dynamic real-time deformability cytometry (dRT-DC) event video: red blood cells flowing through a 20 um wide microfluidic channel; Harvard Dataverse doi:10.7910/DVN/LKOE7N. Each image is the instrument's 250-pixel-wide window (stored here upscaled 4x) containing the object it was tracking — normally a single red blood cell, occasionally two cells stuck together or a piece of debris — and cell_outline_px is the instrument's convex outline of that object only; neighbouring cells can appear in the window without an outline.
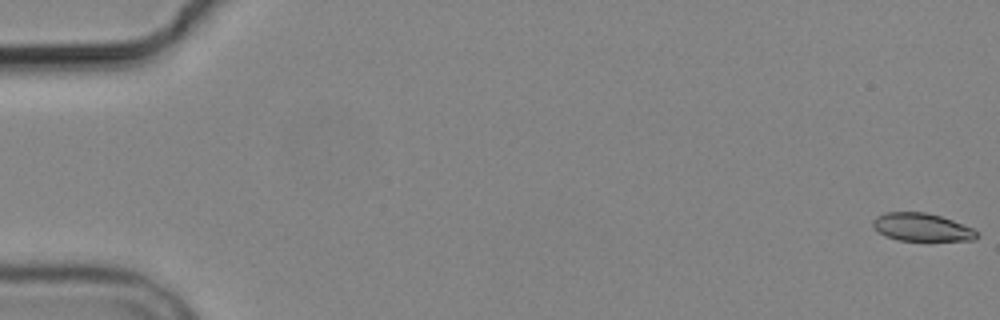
{"species": "common noctule bat (a hibernating species)", "species_latin": "Nyctalus noctula", "temperature_condition": "cold", "stored_images_in_passage": 5, "camera_frame_rate_fps": 3000, "um_per_image_px": 0.085, "animal": {"sex": "male", "body_mass_g": 19.2, "forearm_length_mm": 51.8}, "frame": {"image": 1, "passage_image": 1, "time_ms": 0.0, "image_size_px": [1000, 320], "cell_outline_px": [[980, 236], [976, 240], [896, 240], [884, 236], [872, 224], [872, 220], [876, 216], [884, 212], [924, 212], [940, 216], [952, 220], [972, 228], [980, 232]], "centroid_in_image_um": [78.37, 19.31], "position_along_channel_um": 6.6, "area_um2": 16.94}}
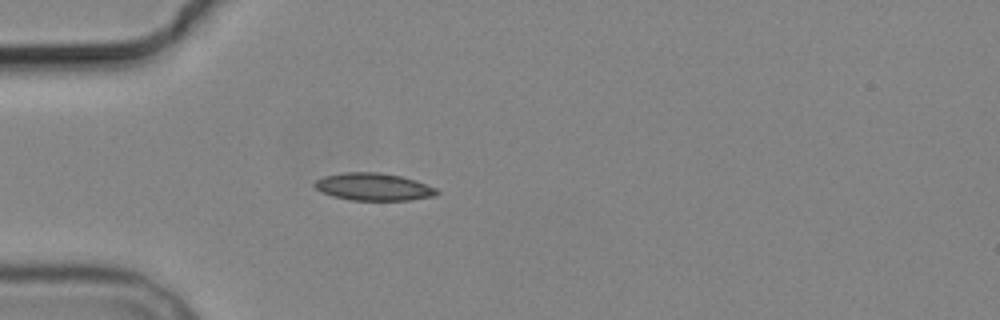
{"frame": {"image": 2, "passage_image": 5, "time_ms": 5.333, "image_size_px": [1000, 320], "cell_outline_px": [[440, 192], [436, 196], [408, 200], [352, 200], [332, 196], [316, 188], [312, 184], [316, 180], [324, 176], [344, 172], [380, 172], [400, 176], [416, 180], [436, 188]], "centroid_in_image_um": [31.77, 15.87], "position_along_channel_um": 53.2, "area_um2": 19.54}}